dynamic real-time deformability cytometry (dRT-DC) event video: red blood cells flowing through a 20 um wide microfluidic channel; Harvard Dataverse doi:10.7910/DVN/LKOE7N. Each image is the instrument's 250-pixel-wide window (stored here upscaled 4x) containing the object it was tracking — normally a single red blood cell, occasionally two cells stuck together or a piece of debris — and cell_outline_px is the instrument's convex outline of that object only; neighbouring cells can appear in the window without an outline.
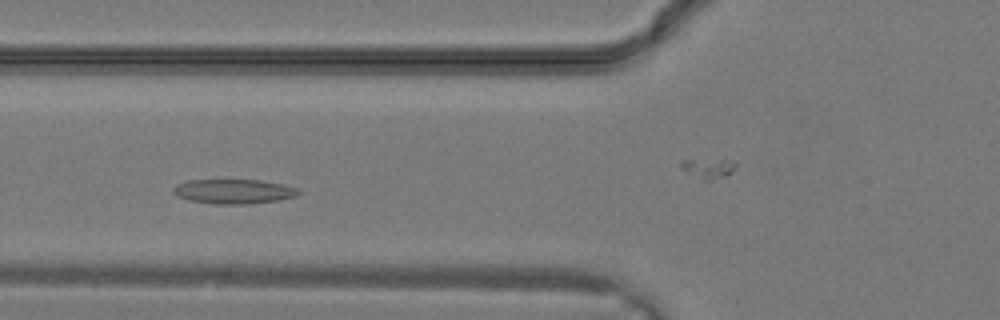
{"species": "common noctule bat (a hibernating species)", "species_latin": "Nyctalus noctula", "temperature_condition": "warm", "stored_images_in_passage": 27, "camera_frame_rate_fps": 3000, "um_per_image_px": 0.085, "animal": {"sex": "male", "body_mass_g": 19.2, "forearm_length_mm": 51.8}, "frame": {"image": 1, "passage_image": 7, "time_ms": 2.0, "image_size_px": [1000, 320], "cell_outline_px": [[300, 192], [296, 196], [280, 200], [248, 204], [212, 204], [188, 200], [176, 196], [172, 192], [172, 188], [176, 184], [188, 180], [256, 180], [280, 184], [296, 188]], "centroid_in_image_um": [19.79, 16.28], "position_along_channel_um": 106.0, "area_um2": 17.92}}
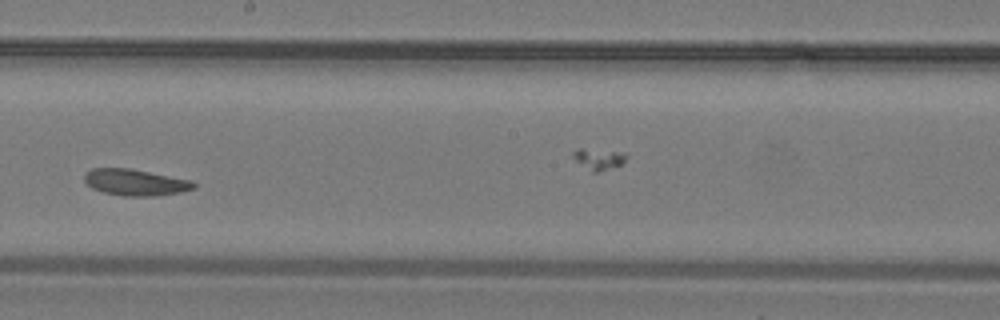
{"frame": {"image": 2, "passage_image": 13, "time_ms": 4.0, "image_size_px": [1000, 320], "cell_outline_px": [[196, 188], [180, 192], [152, 196], [124, 196], [104, 192], [92, 188], [84, 180], [84, 176], [92, 168], [132, 168], [192, 180], [196, 184]], "centroid_in_image_um": [11.54, 15.49], "position_along_channel_um": 236.7, "area_um2": 16.82}}
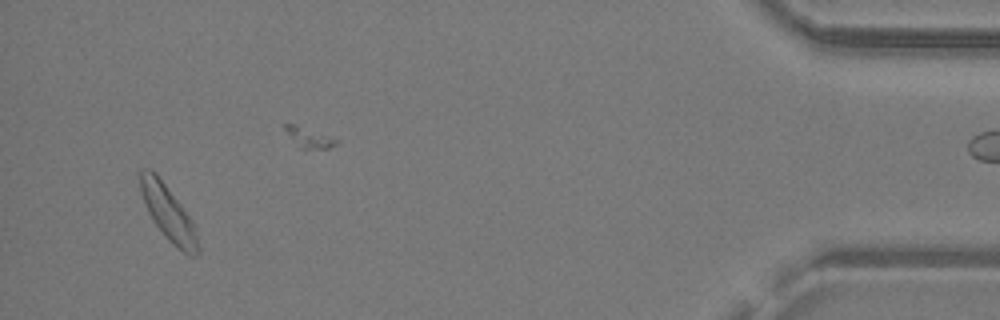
{"frame": {"image": 3, "passage_image": 25, "time_ms": 8.0, "image_size_px": [1000, 320], "cell_outline_px": [[200, 252], [196, 256], [188, 256], [172, 244], [164, 236], [152, 220], [148, 212], [140, 192], [136, 172], [140, 168], [148, 168], [164, 184], [180, 204], [188, 216], [192, 224], [200, 248]], "centroid_in_image_um": [14.24, 18.11], "position_along_channel_um": 421.0, "area_um2": 18.32}}